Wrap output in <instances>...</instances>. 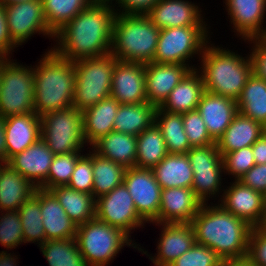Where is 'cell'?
<instances>
[{"mask_svg": "<svg viewBox=\"0 0 266 266\" xmlns=\"http://www.w3.org/2000/svg\"><path fill=\"white\" fill-rule=\"evenodd\" d=\"M48 27L55 33L92 4L90 0H41Z\"/></svg>", "mask_w": 266, "mask_h": 266, "instance_id": "40", "label": "cell"}, {"mask_svg": "<svg viewBox=\"0 0 266 266\" xmlns=\"http://www.w3.org/2000/svg\"><path fill=\"white\" fill-rule=\"evenodd\" d=\"M85 155L82 153V155L78 158L67 186L76 191L92 194L94 181L92 157L89 154Z\"/></svg>", "mask_w": 266, "mask_h": 266, "instance_id": "46", "label": "cell"}, {"mask_svg": "<svg viewBox=\"0 0 266 266\" xmlns=\"http://www.w3.org/2000/svg\"><path fill=\"white\" fill-rule=\"evenodd\" d=\"M137 155L135 167L153 169L168 155L161 130L154 123L137 135Z\"/></svg>", "mask_w": 266, "mask_h": 266, "instance_id": "37", "label": "cell"}, {"mask_svg": "<svg viewBox=\"0 0 266 266\" xmlns=\"http://www.w3.org/2000/svg\"><path fill=\"white\" fill-rule=\"evenodd\" d=\"M227 15L233 25V32L243 41L265 36L264 17L266 15V0H224ZM264 28V29H263Z\"/></svg>", "mask_w": 266, "mask_h": 266, "instance_id": "18", "label": "cell"}, {"mask_svg": "<svg viewBox=\"0 0 266 266\" xmlns=\"http://www.w3.org/2000/svg\"><path fill=\"white\" fill-rule=\"evenodd\" d=\"M256 164H266V132L252 145Z\"/></svg>", "mask_w": 266, "mask_h": 266, "instance_id": "52", "label": "cell"}, {"mask_svg": "<svg viewBox=\"0 0 266 266\" xmlns=\"http://www.w3.org/2000/svg\"><path fill=\"white\" fill-rule=\"evenodd\" d=\"M159 0H115L118 14H146ZM117 2V3H116ZM119 11V12H117Z\"/></svg>", "mask_w": 266, "mask_h": 266, "instance_id": "50", "label": "cell"}, {"mask_svg": "<svg viewBox=\"0 0 266 266\" xmlns=\"http://www.w3.org/2000/svg\"><path fill=\"white\" fill-rule=\"evenodd\" d=\"M238 181L266 197V164H255Z\"/></svg>", "mask_w": 266, "mask_h": 266, "instance_id": "49", "label": "cell"}, {"mask_svg": "<svg viewBox=\"0 0 266 266\" xmlns=\"http://www.w3.org/2000/svg\"><path fill=\"white\" fill-rule=\"evenodd\" d=\"M157 107L149 102L120 104L113 131L137 136L155 123Z\"/></svg>", "mask_w": 266, "mask_h": 266, "instance_id": "32", "label": "cell"}, {"mask_svg": "<svg viewBox=\"0 0 266 266\" xmlns=\"http://www.w3.org/2000/svg\"><path fill=\"white\" fill-rule=\"evenodd\" d=\"M184 131L191 147H204L216 143L208 133L197 109L182 114Z\"/></svg>", "mask_w": 266, "mask_h": 266, "instance_id": "44", "label": "cell"}, {"mask_svg": "<svg viewBox=\"0 0 266 266\" xmlns=\"http://www.w3.org/2000/svg\"><path fill=\"white\" fill-rule=\"evenodd\" d=\"M111 97L120 104L146 102L145 64L117 61L112 75Z\"/></svg>", "mask_w": 266, "mask_h": 266, "instance_id": "17", "label": "cell"}, {"mask_svg": "<svg viewBox=\"0 0 266 266\" xmlns=\"http://www.w3.org/2000/svg\"><path fill=\"white\" fill-rule=\"evenodd\" d=\"M246 259L253 266H266V231L261 227H252Z\"/></svg>", "mask_w": 266, "mask_h": 266, "instance_id": "47", "label": "cell"}, {"mask_svg": "<svg viewBox=\"0 0 266 266\" xmlns=\"http://www.w3.org/2000/svg\"><path fill=\"white\" fill-rule=\"evenodd\" d=\"M47 51L34 66V112L39 117L73 107L74 101V62Z\"/></svg>", "mask_w": 266, "mask_h": 266, "instance_id": "3", "label": "cell"}, {"mask_svg": "<svg viewBox=\"0 0 266 266\" xmlns=\"http://www.w3.org/2000/svg\"><path fill=\"white\" fill-rule=\"evenodd\" d=\"M40 207L46 240L76 237L77 224L67 216L50 190L40 188Z\"/></svg>", "mask_w": 266, "mask_h": 266, "instance_id": "25", "label": "cell"}, {"mask_svg": "<svg viewBox=\"0 0 266 266\" xmlns=\"http://www.w3.org/2000/svg\"><path fill=\"white\" fill-rule=\"evenodd\" d=\"M3 7L9 37L17 47L37 33L54 38L55 33L46 23L41 0L18 1Z\"/></svg>", "mask_w": 266, "mask_h": 266, "instance_id": "12", "label": "cell"}, {"mask_svg": "<svg viewBox=\"0 0 266 266\" xmlns=\"http://www.w3.org/2000/svg\"><path fill=\"white\" fill-rule=\"evenodd\" d=\"M204 91L201 74L196 69L190 70L180 83L173 88L160 108L177 114L195 110Z\"/></svg>", "mask_w": 266, "mask_h": 266, "instance_id": "28", "label": "cell"}, {"mask_svg": "<svg viewBox=\"0 0 266 266\" xmlns=\"http://www.w3.org/2000/svg\"><path fill=\"white\" fill-rule=\"evenodd\" d=\"M155 124L161 130L168 154H186L192 148L184 131L182 114L157 107Z\"/></svg>", "mask_w": 266, "mask_h": 266, "instance_id": "35", "label": "cell"}, {"mask_svg": "<svg viewBox=\"0 0 266 266\" xmlns=\"http://www.w3.org/2000/svg\"><path fill=\"white\" fill-rule=\"evenodd\" d=\"M161 227L158 239L157 254L150 256L142 247L138 248L142 254L149 256L154 266H168L183 253L190 250L196 243L191 223H154Z\"/></svg>", "mask_w": 266, "mask_h": 266, "instance_id": "16", "label": "cell"}, {"mask_svg": "<svg viewBox=\"0 0 266 266\" xmlns=\"http://www.w3.org/2000/svg\"><path fill=\"white\" fill-rule=\"evenodd\" d=\"M39 247L49 266H88L75 238L46 240Z\"/></svg>", "mask_w": 266, "mask_h": 266, "instance_id": "39", "label": "cell"}, {"mask_svg": "<svg viewBox=\"0 0 266 266\" xmlns=\"http://www.w3.org/2000/svg\"><path fill=\"white\" fill-rule=\"evenodd\" d=\"M193 170L192 190L203 202L222 193L223 158L216 143L204 147H192L186 153ZM221 189V190H220Z\"/></svg>", "mask_w": 266, "mask_h": 266, "instance_id": "11", "label": "cell"}, {"mask_svg": "<svg viewBox=\"0 0 266 266\" xmlns=\"http://www.w3.org/2000/svg\"><path fill=\"white\" fill-rule=\"evenodd\" d=\"M50 191L77 226L95 218L96 199L92 194L76 191L68 186H57Z\"/></svg>", "mask_w": 266, "mask_h": 266, "instance_id": "33", "label": "cell"}, {"mask_svg": "<svg viewBox=\"0 0 266 266\" xmlns=\"http://www.w3.org/2000/svg\"><path fill=\"white\" fill-rule=\"evenodd\" d=\"M22 224L18 210L1 211L0 243L5 248L15 249L24 243Z\"/></svg>", "mask_w": 266, "mask_h": 266, "instance_id": "43", "label": "cell"}, {"mask_svg": "<svg viewBox=\"0 0 266 266\" xmlns=\"http://www.w3.org/2000/svg\"><path fill=\"white\" fill-rule=\"evenodd\" d=\"M247 42L253 43L249 57L252 64V73L266 80V37L260 36L247 40Z\"/></svg>", "mask_w": 266, "mask_h": 266, "instance_id": "48", "label": "cell"}, {"mask_svg": "<svg viewBox=\"0 0 266 266\" xmlns=\"http://www.w3.org/2000/svg\"><path fill=\"white\" fill-rule=\"evenodd\" d=\"M17 255H12L7 251L0 252V266H17Z\"/></svg>", "mask_w": 266, "mask_h": 266, "instance_id": "54", "label": "cell"}, {"mask_svg": "<svg viewBox=\"0 0 266 266\" xmlns=\"http://www.w3.org/2000/svg\"><path fill=\"white\" fill-rule=\"evenodd\" d=\"M191 225L196 243L212 248L224 261L246 259L252 227L221 205L203 203Z\"/></svg>", "mask_w": 266, "mask_h": 266, "instance_id": "2", "label": "cell"}, {"mask_svg": "<svg viewBox=\"0 0 266 266\" xmlns=\"http://www.w3.org/2000/svg\"><path fill=\"white\" fill-rule=\"evenodd\" d=\"M225 261L212 248L195 243L168 266H222Z\"/></svg>", "mask_w": 266, "mask_h": 266, "instance_id": "42", "label": "cell"}, {"mask_svg": "<svg viewBox=\"0 0 266 266\" xmlns=\"http://www.w3.org/2000/svg\"><path fill=\"white\" fill-rule=\"evenodd\" d=\"M202 204L192 188L162 189L158 224L191 223Z\"/></svg>", "mask_w": 266, "mask_h": 266, "instance_id": "21", "label": "cell"}, {"mask_svg": "<svg viewBox=\"0 0 266 266\" xmlns=\"http://www.w3.org/2000/svg\"><path fill=\"white\" fill-rule=\"evenodd\" d=\"M80 156V152L54 155L47 180L39 188L50 190L57 186H67Z\"/></svg>", "mask_w": 266, "mask_h": 266, "instance_id": "41", "label": "cell"}, {"mask_svg": "<svg viewBox=\"0 0 266 266\" xmlns=\"http://www.w3.org/2000/svg\"><path fill=\"white\" fill-rule=\"evenodd\" d=\"M24 243H35L39 245L46 241V235L41 217L40 188L18 209Z\"/></svg>", "mask_w": 266, "mask_h": 266, "instance_id": "38", "label": "cell"}, {"mask_svg": "<svg viewBox=\"0 0 266 266\" xmlns=\"http://www.w3.org/2000/svg\"><path fill=\"white\" fill-rule=\"evenodd\" d=\"M115 4L92 3L54 34L51 49L70 61L95 58L111 52Z\"/></svg>", "mask_w": 266, "mask_h": 266, "instance_id": "1", "label": "cell"}, {"mask_svg": "<svg viewBox=\"0 0 266 266\" xmlns=\"http://www.w3.org/2000/svg\"><path fill=\"white\" fill-rule=\"evenodd\" d=\"M119 105L120 103L110 96L82 112L84 137L90 146L113 131Z\"/></svg>", "mask_w": 266, "mask_h": 266, "instance_id": "29", "label": "cell"}, {"mask_svg": "<svg viewBox=\"0 0 266 266\" xmlns=\"http://www.w3.org/2000/svg\"><path fill=\"white\" fill-rule=\"evenodd\" d=\"M7 162L17 153L33 145L41 137V119L35 113L5 118Z\"/></svg>", "mask_w": 266, "mask_h": 266, "instance_id": "24", "label": "cell"}, {"mask_svg": "<svg viewBox=\"0 0 266 266\" xmlns=\"http://www.w3.org/2000/svg\"><path fill=\"white\" fill-rule=\"evenodd\" d=\"M210 42L198 60H201V67L198 66L196 69L201 74L204 89L237 100L252 74L251 59L249 55L243 57L228 48L226 50Z\"/></svg>", "mask_w": 266, "mask_h": 266, "instance_id": "4", "label": "cell"}, {"mask_svg": "<svg viewBox=\"0 0 266 266\" xmlns=\"http://www.w3.org/2000/svg\"><path fill=\"white\" fill-rule=\"evenodd\" d=\"M0 59V116L7 118L34 112V65Z\"/></svg>", "mask_w": 266, "mask_h": 266, "instance_id": "8", "label": "cell"}, {"mask_svg": "<svg viewBox=\"0 0 266 266\" xmlns=\"http://www.w3.org/2000/svg\"><path fill=\"white\" fill-rule=\"evenodd\" d=\"M263 230L266 231V210H265V217H264V221L262 223V225L260 226Z\"/></svg>", "mask_w": 266, "mask_h": 266, "instance_id": "58", "label": "cell"}, {"mask_svg": "<svg viewBox=\"0 0 266 266\" xmlns=\"http://www.w3.org/2000/svg\"><path fill=\"white\" fill-rule=\"evenodd\" d=\"M191 69L183 64L146 63V98L147 102L160 107Z\"/></svg>", "mask_w": 266, "mask_h": 266, "instance_id": "20", "label": "cell"}, {"mask_svg": "<svg viewBox=\"0 0 266 266\" xmlns=\"http://www.w3.org/2000/svg\"><path fill=\"white\" fill-rule=\"evenodd\" d=\"M117 61L109 53L74 62L76 79L73 107L83 112L111 96L112 75Z\"/></svg>", "mask_w": 266, "mask_h": 266, "instance_id": "7", "label": "cell"}, {"mask_svg": "<svg viewBox=\"0 0 266 266\" xmlns=\"http://www.w3.org/2000/svg\"><path fill=\"white\" fill-rule=\"evenodd\" d=\"M123 183L131 195L136 212L146 223L158 224L162 188L152 169L126 168Z\"/></svg>", "mask_w": 266, "mask_h": 266, "instance_id": "14", "label": "cell"}, {"mask_svg": "<svg viewBox=\"0 0 266 266\" xmlns=\"http://www.w3.org/2000/svg\"><path fill=\"white\" fill-rule=\"evenodd\" d=\"M224 174L231 175L235 181H238L246 172H248L256 163L253 157L252 146L244 147L223 157Z\"/></svg>", "mask_w": 266, "mask_h": 266, "instance_id": "45", "label": "cell"}, {"mask_svg": "<svg viewBox=\"0 0 266 266\" xmlns=\"http://www.w3.org/2000/svg\"><path fill=\"white\" fill-rule=\"evenodd\" d=\"M76 242L88 266H108L126 246L139 248L130 236L118 227L93 218L77 227ZM138 246V247H137Z\"/></svg>", "mask_w": 266, "mask_h": 266, "instance_id": "6", "label": "cell"}, {"mask_svg": "<svg viewBox=\"0 0 266 266\" xmlns=\"http://www.w3.org/2000/svg\"><path fill=\"white\" fill-rule=\"evenodd\" d=\"M92 3H98V4H110L112 5V1L115 0H90Z\"/></svg>", "mask_w": 266, "mask_h": 266, "instance_id": "56", "label": "cell"}, {"mask_svg": "<svg viewBox=\"0 0 266 266\" xmlns=\"http://www.w3.org/2000/svg\"><path fill=\"white\" fill-rule=\"evenodd\" d=\"M159 33L145 14L116 13L110 53L122 62H153Z\"/></svg>", "mask_w": 266, "mask_h": 266, "instance_id": "5", "label": "cell"}, {"mask_svg": "<svg viewBox=\"0 0 266 266\" xmlns=\"http://www.w3.org/2000/svg\"><path fill=\"white\" fill-rule=\"evenodd\" d=\"M18 1H29V0H0V3L2 5H7V4H10V3H13V2H18Z\"/></svg>", "mask_w": 266, "mask_h": 266, "instance_id": "57", "label": "cell"}, {"mask_svg": "<svg viewBox=\"0 0 266 266\" xmlns=\"http://www.w3.org/2000/svg\"><path fill=\"white\" fill-rule=\"evenodd\" d=\"M237 108L242 115L266 128V80L252 73L237 99Z\"/></svg>", "mask_w": 266, "mask_h": 266, "instance_id": "34", "label": "cell"}, {"mask_svg": "<svg viewBox=\"0 0 266 266\" xmlns=\"http://www.w3.org/2000/svg\"><path fill=\"white\" fill-rule=\"evenodd\" d=\"M36 189V186L10 165L0 164V212L17 211Z\"/></svg>", "mask_w": 266, "mask_h": 266, "instance_id": "27", "label": "cell"}, {"mask_svg": "<svg viewBox=\"0 0 266 266\" xmlns=\"http://www.w3.org/2000/svg\"><path fill=\"white\" fill-rule=\"evenodd\" d=\"M95 217L113 227L122 229L131 237V231L144 227L146 222L136 212L134 201L124 183L96 199Z\"/></svg>", "mask_w": 266, "mask_h": 266, "instance_id": "13", "label": "cell"}, {"mask_svg": "<svg viewBox=\"0 0 266 266\" xmlns=\"http://www.w3.org/2000/svg\"><path fill=\"white\" fill-rule=\"evenodd\" d=\"M152 171L162 189L192 186L193 170L186 154H168Z\"/></svg>", "mask_w": 266, "mask_h": 266, "instance_id": "31", "label": "cell"}, {"mask_svg": "<svg viewBox=\"0 0 266 266\" xmlns=\"http://www.w3.org/2000/svg\"><path fill=\"white\" fill-rule=\"evenodd\" d=\"M0 163H7L5 118L0 116Z\"/></svg>", "mask_w": 266, "mask_h": 266, "instance_id": "53", "label": "cell"}, {"mask_svg": "<svg viewBox=\"0 0 266 266\" xmlns=\"http://www.w3.org/2000/svg\"><path fill=\"white\" fill-rule=\"evenodd\" d=\"M15 47L17 46L11 41L8 34L4 7L0 3V59L11 58L10 54Z\"/></svg>", "mask_w": 266, "mask_h": 266, "instance_id": "51", "label": "cell"}, {"mask_svg": "<svg viewBox=\"0 0 266 266\" xmlns=\"http://www.w3.org/2000/svg\"><path fill=\"white\" fill-rule=\"evenodd\" d=\"M197 110L201 114L211 138L217 142L238 113L237 100L205 90Z\"/></svg>", "mask_w": 266, "mask_h": 266, "instance_id": "22", "label": "cell"}, {"mask_svg": "<svg viewBox=\"0 0 266 266\" xmlns=\"http://www.w3.org/2000/svg\"><path fill=\"white\" fill-rule=\"evenodd\" d=\"M41 139L54 155L82 152L84 137L83 113L75 107L40 116Z\"/></svg>", "mask_w": 266, "mask_h": 266, "instance_id": "9", "label": "cell"}, {"mask_svg": "<svg viewBox=\"0 0 266 266\" xmlns=\"http://www.w3.org/2000/svg\"><path fill=\"white\" fill-rule=\"evenodd\" d=\"M201 8L188 0H159L145 15L160 30L185 26H207Z\"/></svg>", "mask_w": 266, "mask_h": 266, "instance_id": "19", "label": "cell"}, {"mask_svg": "<svg viewBox=\"0 0 266 266\" xmlns=\"http://www.w3.org/2000/svg\"><path fill=\"white\" fill-rule=\"evenodd\" d=\"M91 147V150L101 157L121 164L125 168L135 167L137 155L136 136L111 131L97 140Z\"/></svg>", "mask_w": 266, "mask_h": 266, "instance_id": "30", "label": "cell"}, {"mask_svg": "<svg viewBox=\"0 0 266 266\" xmlns=\"http://www.w3.org/2000/svg\"><path fill=\"white\" fill-rule=\"evenodd\" d=\"M88 154L92 157L94 176L92 195L97 199L123 183L126 168L110 159L101 157L93 150L92 152L89 150Z\"/></svg>", "mask_w": 266, "mask_h": 266, "instance_id": "36", "label": "cell"}, {"mask_svg": "<svg viewBox=\"0 0 266 266\" xmlns=\"http://www.w3.org/2000/svg\"><path fill=\"white\" fill-rule=\"evenodd\" d=\"M207 26H185L161 29L153 63H171L187 65L191 70L190 58L202 55L209 42Z\"/></svg>", "mask_w": 266, "mask_h": 266, "instance_id": "10", "label": "cell"}, {"mask_svg": "<svg viewBox=\"0 0 266 266\" xmlns=\"http://www.w3.org/2000/svg\"><path fill=\"white\" fill-rule=\"evenodd\" d=\"M222 266H253L247 259L225 261Z\"/></svg>", "mask_w": 266, "mask_h": 266, "instance_id": "55", "label": "cell"}, {"mask_svg": "<svg viewBox=\"0 0 266 266\" xmlns=\"http://www.w3.org/2000/svg\"><path fill=\"white\" fill-rule=\"evenodd\" d=\"M230 185L223 188L218 204L251 227H260L265 217L266 197L240 181L230 182Z\"/></svg>", "mask_w": 266, "mask_h": 266, "instance_id": "15", "label": "cell"}, {"mask_svg": "<svg viewBox=\"0 0 266 266\" xmlns=\"http://www.w3.org/2000/svg\"><path fill=\"white\" fill-rule=\"evenodd\" d=\"M265 132L262 124L238 112L216 145L223 157L226 153L252 146Z\"/></svg>", "mask_w": 266, "mask_h": 266, "instance_id": "26", "label": "cell"}, {"mask_svg": "<svg viewBox=\"0 0 266 266\" xmlns=\"http://www.w3.org/2000/svg\"><path fill=\"white\" fill-rule=\"evenodd\" d=\"M53 157L54 154L40 138L24 151L12 156L7 164L39 188L47 180Z\"/></svg>", "mask_w": 266, "mask_h": 266, "instance_id": "23", "label": "cell"}]
</instances>
